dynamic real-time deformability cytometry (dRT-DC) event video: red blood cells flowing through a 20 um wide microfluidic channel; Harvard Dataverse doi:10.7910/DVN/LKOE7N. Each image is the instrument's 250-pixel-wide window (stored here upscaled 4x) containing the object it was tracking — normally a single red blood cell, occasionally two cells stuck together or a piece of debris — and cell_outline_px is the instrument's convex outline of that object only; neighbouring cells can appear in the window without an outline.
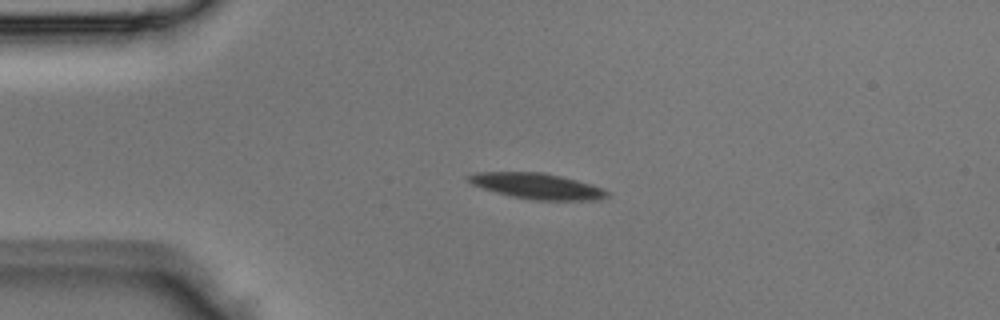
{"species": "Egyptian fruit bat (a non-hibernating species)", "species_latin": "Rousettus aegyptiacus", "temperature_condition": "room temperature", "stored_images_in_passage": 3, "camera_frame_rate_fps": 3000, "um_per_image_px": 0.085, "animal": {"sex": "male"}, "frame": {"image": 1, "passage_image": 1, "time_ms": 0.0, "image_size_px": [1000, 320], "cell_outline_px": [[608, 196], [600, 200], [536, 200], [516, 196], [484, 188], [472, 184], [468, 180], [468, 176], [476, 172], [540, 172], [560, 176], [592, 184], [604, 188], [608, 192]], "centroid_in_image_um": [45.73, 15.81], "position_along_channel_um": 39.3, "area_um2": 20.35}}